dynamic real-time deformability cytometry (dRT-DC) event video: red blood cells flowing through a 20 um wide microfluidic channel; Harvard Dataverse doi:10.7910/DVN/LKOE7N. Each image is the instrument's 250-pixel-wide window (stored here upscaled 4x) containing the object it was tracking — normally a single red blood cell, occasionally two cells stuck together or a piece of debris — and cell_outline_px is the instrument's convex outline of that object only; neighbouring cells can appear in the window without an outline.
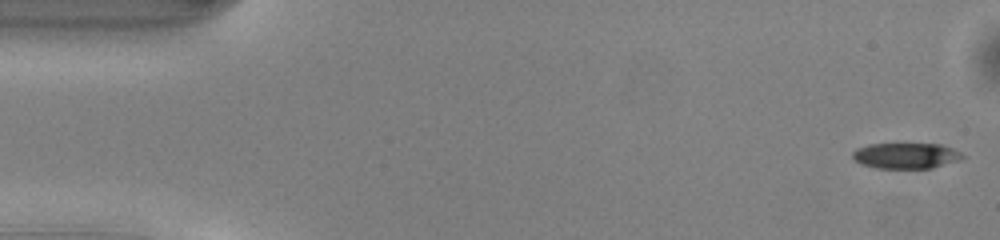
{"species": "common noctule bat (a hibernating species)", "species_latin": "Nyctalus noctula", "temperature_condition": "warm", "stored_images_in_passage": 49, "camera_frame_rate_fps": 3000, "um_per_image_px": 0.085, "animal": {"sex": "male", "body_mass_g": 13.0, "forearm_length_mm": 53.1}, "frame": {"image": 1, "passage_image": 1, "time_ms": 0.0, "image_size_px": [1000, 240], "cell_outline_px": [[964, 156], [956, 160], [932, 168], [876, 168], [860, 164], [852, 156], [852, 152], [856, 148], [868, 144], [940, 144], [952, 148], [960, 152]], "centroid_in_image_um": [76.94, 13.23], "position_along_channel_um": 8.1, "area_um2": 16.3}}
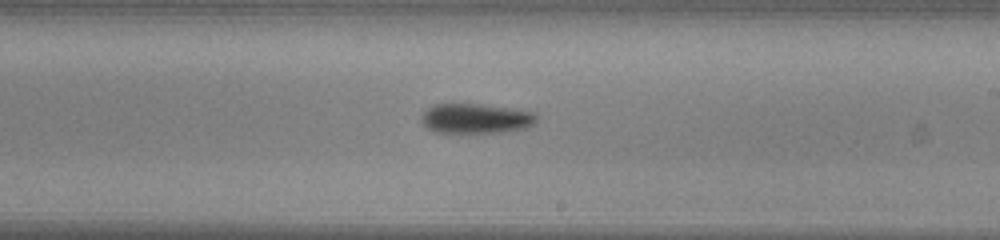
{"frame": {"image": 2, "passage_image": 28, "time_ms": 9.0, "image_size_px": [1000, 240], "cell_outline_px": [[536, 120], [528, 128], [500, 132], [436, 132], [428, 128], [420, 120], [424, 112], [428, 108], [436, 104], [484, 104], [532, 112], [536, 116]], "centroid_in_image_um": [40.43, 10.07], "position_along_channel_um": 248.6, "area_um2": 19.71}}
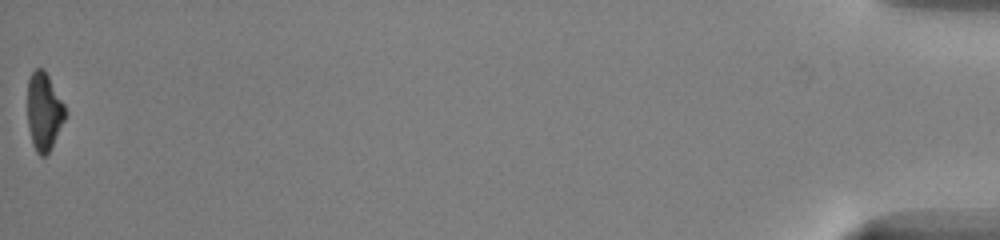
{"frame": {"image": 3, "passage_image": 49, "time_ms": 16.0, "image_size_px": [1000, 240], "cell_outline_px": [[68, 112], [48, 152], [44, 156], [40, 156], [36, 152], [32, 144], [28, 128], [28, 80], [32, 72], [36, 68], [44, 68], [64, 104]], "centroid_in_image_um": [3.73, 9.46], "position_along_channel_um": 431.5, "area_um2": 16.99}, "authors_computed_cell_mechanics": {"area_um2": 18.785, "velocity_mm_per_s": 4.162, "shape_relaxation_time_tau1_ms": 2.3144, "shape_relaxation_time_tau2_ms": null, "deformation_change_tau1": 0.1284, "deformation_change_tau2": null}}